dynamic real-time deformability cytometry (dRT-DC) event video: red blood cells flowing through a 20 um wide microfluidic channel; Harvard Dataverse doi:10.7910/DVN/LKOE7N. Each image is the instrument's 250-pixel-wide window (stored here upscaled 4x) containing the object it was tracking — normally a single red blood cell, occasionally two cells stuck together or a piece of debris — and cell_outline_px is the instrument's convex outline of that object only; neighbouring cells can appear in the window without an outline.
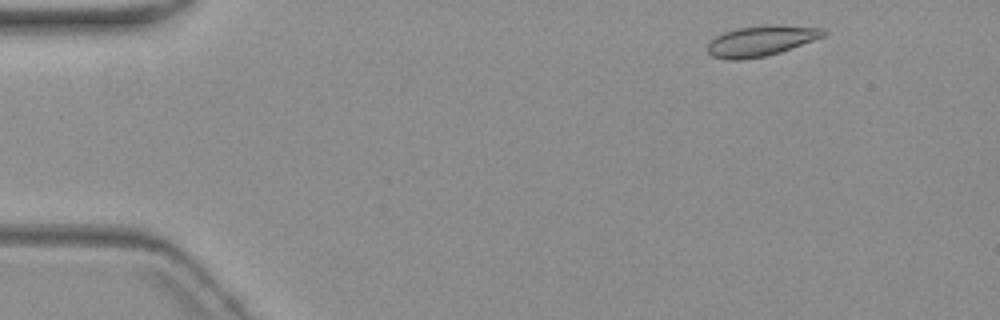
{"species": "common noctule bat (a hibernating species)", "species_latin": "Nyctalus noctula", "temperature_condition": "warm", "stored_images_in_passage": 3, "camera_frame_rate_fps": 3000, "um_per_image_px": 0.085, "animal": {"sex": "female", "body_mass_g": 19.3, "forearm_length_mm": 54.1}, "frame": {"image": 1, "passage_image": 1, "time_ms": 0.0, "image_size_px": [1000, 320], "cell_outline_px": [[828, 32], [824, 36], [792, 48], [780, 52], [764, 56], [740, 60], [728, 60], [712, 56], [708, 52], [708, 44], [716, 36], [724, 32], [736, 28], [764, 24], [776, 24], [824, 28]], "centroid_in_image_um": [64.71, 3.45], "position_along_channel_um": 20.3, "area_um2": 20.69}}
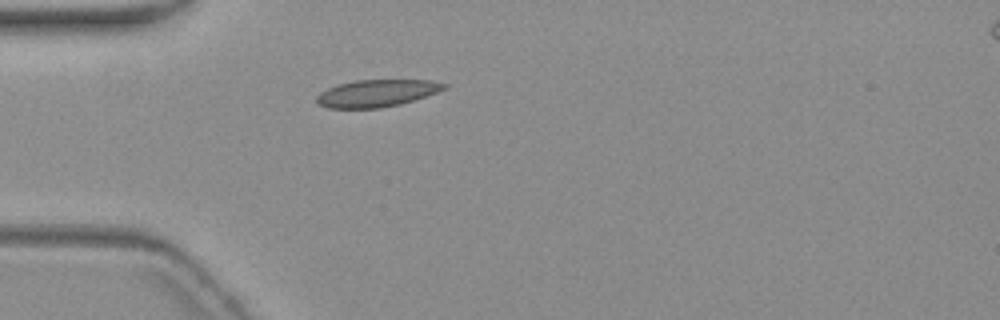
{"frame": {"image": 2, "passage_image": 3, "time_ms": 3.333, "image_size_px": [1000, 320], "cell_outline_px": [[448, 88], [400, 104], [380, 108], [328, 108], [316, 104], [316, 96], [320, 92], [328, 88], [340, 84], [356, 80], [428, 80], [448, 84]], "centroid_in_image_um": [31.99, 7.93], "position_along_channel_um": 53.0, "area_um2": 20.06}}